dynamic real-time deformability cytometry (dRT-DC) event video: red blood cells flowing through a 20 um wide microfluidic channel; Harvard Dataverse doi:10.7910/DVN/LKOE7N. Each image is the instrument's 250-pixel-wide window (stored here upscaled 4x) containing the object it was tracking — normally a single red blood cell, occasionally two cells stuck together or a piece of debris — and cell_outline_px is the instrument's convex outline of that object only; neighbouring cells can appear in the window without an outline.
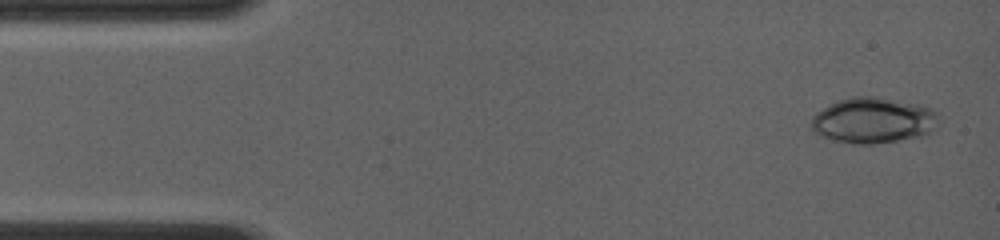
{"species": "common noctule bat (a hibernating species)", "species_latin": "Nyctalus noctula", "temperature_condition": "room temperature", "stored_images_in_passage": 17, "camera_frame_rate_fps": 4000, "um_per_image_px": 0.085, "animal": {"sex": "female", "body_mass_g": 19.0, "forearm_length_mm": 56.7}, "frame": {"image": 1, "passage_image": 3, "time_ms": 0.5, "image_size_px": [1000, 240], "cell_outline_px": [[940, 116], [936, 128], [920, 136], [872, 144], [852, 144], [832, 140], [820, 136], [812, 128], [812, 116], [816, 112], [840, 100], [852, 96], [876, 96], [916, 104], [932, 108]], "centroid_in_image_um": [74.23, 10.23], "position_along_channel_um": 10.8, "area_um2": 33.81}}
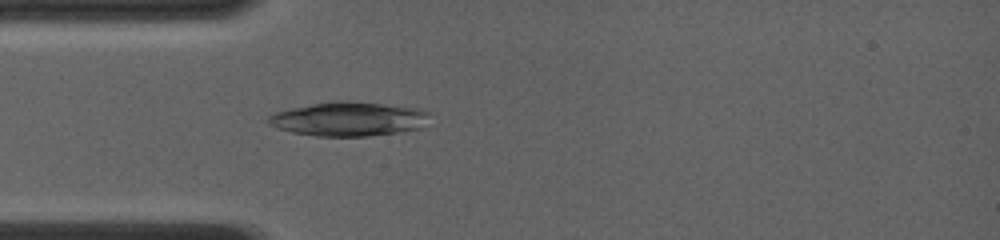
{"frame": {"image": 2, "passage_image": 17, "time_ms": 4.0, "image_size_px": [1000, 240], "cell_outline_px": [[432, 112], [424, 128], [368, 136], [316, 136], [292, 132], [276, 128], [268, 124], [268, 116], [272, 112], [312, 104], [340, 100], [348, 100], [420, 108]], "centroid_in_image_um": [29.67, 10.11], "position_along_channel_um": 55.3, "area_um2": 32.43}}